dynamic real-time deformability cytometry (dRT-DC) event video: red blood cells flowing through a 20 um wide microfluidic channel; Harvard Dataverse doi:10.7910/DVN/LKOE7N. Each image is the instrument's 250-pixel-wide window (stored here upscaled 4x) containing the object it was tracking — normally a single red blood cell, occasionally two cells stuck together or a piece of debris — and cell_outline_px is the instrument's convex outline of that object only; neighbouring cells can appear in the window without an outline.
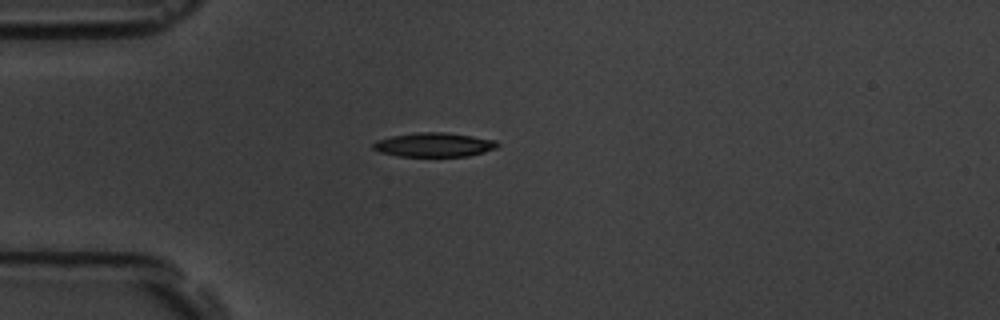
{"species": "common noctule bat (a hibernating species)", "species_latin": "Nyctalus noctula", "temperature_condition": "room temperature", "stored_images_in_passage": 1, "camera_frame_rate_fps": 3000, "um_per_image_px": 0.085, "animal": {"sex": "male", "body_mass_g": 19.5, "forearm_length_mm": 54.6}, "frame": {"image": 1, "passage_image": 1, "time_ms": 0.0, "image_size_px": [1000, 320], "cell_outline_px": [[500, 144], [496, 148], [484, 152], [468, 156], [400, 156], [380, 152], [372, 148], [372, 144], [376, 140], [392, 136], [416, 132], [444, 132], [472, 136], [496, 140]], "centroid_in_image_um": [36.89, 12.3], "position_along_channel_um": 48.1, "area_um2": 17.46}}